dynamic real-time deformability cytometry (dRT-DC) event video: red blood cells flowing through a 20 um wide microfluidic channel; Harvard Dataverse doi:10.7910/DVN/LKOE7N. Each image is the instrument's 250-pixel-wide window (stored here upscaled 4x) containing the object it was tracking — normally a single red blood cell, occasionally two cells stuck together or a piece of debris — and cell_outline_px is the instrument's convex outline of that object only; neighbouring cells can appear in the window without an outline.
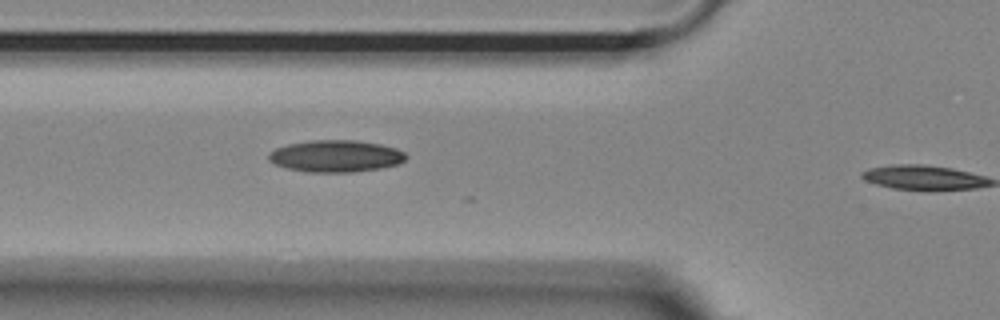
{"species": "Egyptian fruit bat (a non-hibernating species)", "species_latin": "Rousettus aegyptiacus", "temperature_condition": "room temperature", "stored_images_in_passage": 3, "camera_frame_rate_fps": 3000, "um_per_image_px": 0.085, "animal": {"sex": "female"}, "frame": {"image": 1, "passage_image": 2, "time_ms": 0.333, "image_size_px": [1000, 320], "cell_outline_px": [[408, 156], [400, 164], [380, 168], [352, 172], [308, 172], [288, 168], [276, 164], [268, 160], [268, 156], [276, 148], [288, 144], [308, 140], [356, 140], [380, 144], [396, 148], [404, 152]], "centroid_in_image_um": [28.57, 13.26], "position_along_channel_um": 97.2, "area_um2": 25.49}}